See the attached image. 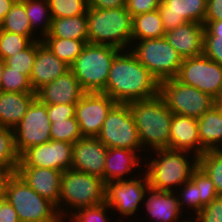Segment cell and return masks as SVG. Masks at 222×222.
Instances as JSON below:
<instances>
[{"label":"cell","mask_w":222,"mask_h":222,"mask_svg":"<svg viewBox=\"0 0 222 222\" xmlns=\"http://www.w3.org/2000/svg\"><path fill=\"white\" fill-rule=\"evenodd\" d=\"M116 103H130L159 94V81L128 49L113 59L105 89L101 92Z\"/></svg>","instance_id":"1"},{"label":"cell","mask_w":222,"mask_h":222,"mask_svg":"<svg viewBox=\"0 0 222 222\" xmlns=\"http://www.w3.org/2000/svg\"><path fill=\"white\" fill-rule=\"evenodd\" d=\"M134 118L140 143L144 150L169 148L173 113L158 94L149 99L128 103Z\"/></svg>","instance_id":"2"},{"label":"cell","mask_w":222,"mask_h":222,"mask_svg":"<svg viewBox=\"0 0 222 222\" xmlns=\"http://www.w3.org/2000/svg\"><path fill=\"white\" fill-rule=\"evenodd\" d=\"M154 151L157 159L153 158L151 161L149 159V163L146 164L147 172H144L149 187L154 190L175 191L176 186L181 187L191 179L192 172L198 167V157L191 152L169 148Z\"/></svg>","instance_id":"3"},{"label":"cell","mask_w":222,"mask_h":222,"mask_svg":"<svg viewBox=\"0 0 222 222\" xmlns=\"http://www.w3.org/2000/svg\"><path fill=\"white\" fill-rule=\"evenodd\" d=\"M86 17L88 43L110 45L120 50L129 48L130 50L132 16L126 6L111 9L88 8Z\"/></svg>","instance_id":"4"},{"label":"cell","mask_w":222,"mask_h":222,"mask_svg":"<svg viewBox=\"0 0 222 222\" xmlns=\"http://www.w3.org/2000/svg\"><path fill=\"white\" fill-rule=\"evenodd\" d=\"M105 192L106 184L100 177L72 168L64 171L60 185V217L64 220L78 209L101 204L105 201ZM68 209L71 214L67 213Z\"/></svg>","instance_id":"5"},{"label":"cell","mask_w":222,"mask_h":222,"mask_svg":"<svg viewBox=\"0 0 222 222\" xmlns=\"http://www.w3.org/2000/svg\"><path fill=\"white\" fill-rule=\"evenodd\" d=\"M4 195L14 207L20 222H64L57 207L41 197L17 173L7 176Z\"/></svg>","instance_id":"6"},{"label":"cell","mask_w":222,"mask_h":222,"mask_svg":"<svg viewBox=\"0 0 222 222\" xmlns=\"http://www.w3.org/2000/svg\"><path fill=\"white\" fill-rule=\"evenodd\" d=\"M120 51L110 45L86 43L70 66L85 92H102L105 89L113 59Z\"/></svg>","instance_id":"7"},{"label":"cell","mask_w":222,"mask_h":222,"mask_svg":"<svg viewBox=\"0 0 222 222\" xmlns=\"http://www.w3.org/2000/svg\"><path fill=\"white\" fill-rule=\"evenodd\" d=\"M133 44L130 51L159 82L177 77L183 57L165 37L140 40Z\"/></svg>","instance_id":"8"},{"label":"cell","mask_w":222,"mask_h":222,"mask_svg":"<svg viewBox=\"0 0 222 222\" xmlns=\"http://www.w3.org/2000/svg\"><path fill=\"white\" fill-rule=\"evenodd\" d=\"M159 95L173 114L200 118L215 105V99L176 78L159 82Z\"/></svg>","instance_id":"9"},{"label":"cell","mask_w":222,"mask_h":222,"mask_svg":"<svg viewBox=\"0 0 222 222\" xmlns=\"http://www.w3.org/2000/svg\"><path fill=\"white\" fill-rule=\"evenodd\" d=\"M97 138L107 148L144 151L128 103H116L111 108Z\"/></svg>","instance_id":"10"},{"label":"cell","mask_w":222,"mask_h":222,"mask_svg":"<svg viewBox=\"0 0 222 222\" xmlns=\"http://www.w3.org/2000/svg\"><path fill=\"white\" fill-rule=\"evenodd\" d=\"M176 79L184 85L199 89L215 100L222 93V66L204 54L184 58Z\"/></svg>","instance_id":"11"},{"label":"cell","mask_w":222,"mask_h":222,"mask_svg":"<svg viewBox=\"0 0 222 222\" xmlns=\"http://www.w3.org/2000/svg\"><path fill=\"white\" fill-rule=\"evenodd\" d=\"M50 127L47 105L36 98L30 104L23 119L13 128L18 154L21 155L30 147L49 142Z\"/></svg>","instance_id":"12"},{"label":"cell","mask_w":222,"mask_h":222,"mask_svg":"<svg viewBox=\"0 0 222 222\" xmlns=\"http://www.w3.org/2000/svg\"><path fill=\"white\" fill-rule=\"evenodd\" d=\"M143 178L111 181L106 184L105 201L111 209L119 211L120 216H133L137 213L139 204L144 202L146 192L149 189L147 175ZM139 178V179H138ZM136 212V213H135Z\"/></svg>","instance_id":"13"},{"label":"cell","mask_w":222,"mask_h":222,"mask_svg":"<svg viewBox=\"0 0 222 222\" xmlns=\"http://www.w3.org/2000/svg\"><path fill=\"white\" fill-rule=\"evenodd\" d=\"M72 152L73 144L50 140L25 150L17 167L51 168L64 172L71 169Z\"/></svg>","instance_id":"14"},{"label":"cell","mask_w":222,"mask_h":222,"mask_svg":"<svg viewBox=\"0 0 222 222\" xmlns=\"http://www.w3.org/2000/svg\"><path fill=\"white\" fill-rule=\"evenodd\" d=\"M116 102L101 92H86L76 103L75 117L83 137H97Z\"/></svg>","instance_id":"15"},{"label":"cell","mask_w":222,"mask_h":222,"mask_svg":"<svg viewBox=\"0 0 222 222\" xmlns=\"http://www.w3.org/2000/svg\"><path fill=\"white\" fill-rule=\"evenodd\" d=\"M207 0H161L159 12L165 32L187 22L204 24Z\"/></svg>","instance_id":"16"},{"label":"cell","mask_w":222,"mask_h":222,"mask_svg":"<svg viewBox=\"0 0 222 222\" xmlns=\"http://www.w3.org/2000/svg\"><path fill=\"white\" fill-rule=\"evenodd\" d=\"M108 148L97 137H82L73 144L71 168L103 179Z\"/></svg>","instance_id":"17"},{"label":"cell","mask_w":222,"mask_h":222,"mask_svg":"<svg viewBox=\"0 0 222 222\" xmlns=\"http://www.w3.org/2000/svg\"><path fill=\"white\" fill-rule=\"evenodd\" d=\"M86 92L71 70L36 91L43 104H76Z\"/></svg>","instance_id":"18"},{"label":"cell","mask_w":222,"mask_h":222,"mask_svg":"<svg viewBox=\"0 0 222 222\" xmlns=\"http://www.w3.org/2000/svg\"><path fill=\"white\" fill-rule=\"evenodd\" d=\"M16 173L41 197L54 203L59 213L60 185L59 170L40 167H17Z\"/></svg>","instance_id":"19"},{"label":"cell","mask_w":222,"mask_h":222,"mask_svg":"<svg viewBox=\"0 0 222 222\" xmlns=\"http://www.w3.org/2000/svg\"><path fill=\"white\" fill-rule=\"evenodd\" d=\"M69 70V65L55 56L41 40H36V57L29 78L34 92Z\"/></svg>","instance_id":"20"},{"label":"cell","mask_w":222,"mask_h":222,"mask_svg":"<svg viewBox=\"0 0 222 222\" xmlns=\"http://www.w3.org/2000/svg\"><path fill=\"white\" fill-rule=\"evenodd\" d=\"M169 149L191 152L197 157L206 151L200 143L197 118L173 114Z\"/></svg>","instance_id":"21"},{"label":"cell","mask_w":222,"mask_h":222,"mask_svg":"<svg viewBox=\"0 0 222 222\" xmlns=\"http://www.w3.org/2000/svg\"><path fill=\"white\" fill-rule=\"evenodd\" d=\"M204 32V24L187 22L169 30L164 37L184 59L203 54Z\"/></svg>","instance_id":"22"},{"label":"cell","mask_w":222,"mask_h":222,"mask_svg":"<svg viewBox=\"0 0 222 222\" xmlns=\"http://www.w3.org/2000/svg\"><path fill=\"white\" fill-rule=\"evenodd\" d=\"M146 198V210L149 217L155 222H178L179 214H182L179 207L176 191H157L149 187ZM182 222V221H179Z\"/></svg>","instance_id":"23"},{"label":"cell","mask_w":222,"mask_h":222,"mask_svg":"<svg viewBox=\"0 0 222 222\" xmlns=\"http://www.w3.org/2000/svg\"><path fill=\"white\" fill-rule=\"evenodd\" d=\"M35 99L36 93L0 91V126L13 129Z\"/></svg>","instance_id":"24"},{"label":"cell","mask_w":222,"mask_h":222,"mask_svg":"<svg viewBox=\"0 0 222 222\" xmlns=\"http://www.w3.org/2000/svg\"><path fill=\"white\" fill-rule=\"evenodd\" d=\"M136 151L122 148H108L104 168V183L111 181L125 180V175L137 166H141V157L136 155Z\"/></svg>","instance_id":"25"},{"label":"cell","mask_w":222,"mask_h":222,"mask_svg":"<svg viewBox=\"0 0 222 222\" xmlns=\"http://www.w3.org/2000/svg\"><path fill=\"white\" fill-rule=\"evenodd\" d=\"M198 122V135L201 146L206 151L221 150L222 148V112L214 105L206 111ZM220 144V145H219Z\"/></svg>","instance_id":"26"},{"label":"cell","mask_w":222,"mask_h":222,"mask_svg":"<svg viewBox=\"0 0 222 222\" xmlns=\"http://www.w3.org/2000/svg\"><path fill=\"white\" fill-rule=\"evenodd\" d=\"M43 38H64L86 41L88 27L86 14L72 17L52 18L50 30Z\"/></svg>","instance_id":"27"},{"label":"cell","mask_w":222,"mask_h":222,"mask_svg":"<svg viewBox=\"0 0 222 222\" xmlns=\"http://www.w3.org/2000/svg\"><path fill=\"white\" fill-rule=\"evenodd\" d=\"M165 33L159 10L132 17V43L146 39L163 38Z\"/></svg>","instance_id":"28"},{"label":"cell","mask_w":222,"mask_h":222,"mask_svg":"<svg viewBox=\"0 0 222 222\" xmlns=\"http://www.w3.org/2000/svg\"><path fill=\"white\" fill-rule=\"evenodd\" d=\"M0 30H5L7 32L17 33L22 36L28 37L32 42L36 40H41L35 37L33 34L30 20L26 14L24 0H16L11 10L6 14L2 24L0 25Z\"/></svg>","instance_id":"29"},{"label":"cell","mask_w":222,"mask_h":222,"mask_svg":"<svg viewBox=\"0 0 222 222\" xmlns=\"http://www.w3.org/2000/svg\"><path fill=\"white\" fill-rule=\"evenodd\" d=\"M41 41L55 56L69 66L74 63L87 43L86 41L64 38H42Z\"/></svg>","instance_id":"30"},{"label":"cell","mask_w":222,"mask_h":222,"mask_svg":"<svg viewBox=\"0 0 222 222\" xmlns=\"http://www.w3.org/2000/svg\"><path fill=\"white\" fill-rule=\"evenodd\" d=\"M26 14L31 23L33 31L40 29L41 39L46 36L50 30L52 16L50 6L47 0H24ZM42 21V22H41ZM42 23V25H41ZM39 27L37 28V26ZM36 29V30H34Z\"/></svg>","instance_id":"31"},{"label":"cell","mask_w":222,"mask_h":222,"mask_svg":"<svg viewBox=\"0 0 222 222\" xmlns=\"http://www.w3.org/2000/svg\"><path fill=\"white\" fill-rule=\"evenodd\" d=\"M19 160L13 129L0 126V168L9 174L16 173Z\"/></svg>","instance_id":"32"},{"label":"cell","mask_w":222,"mask_h":222,"mask_svg":"<svg viewBox=\"0 0 222 222\" xmlns=\"http://www.w3.org/2000/svg\"><path fill=\"white\" fill-rule=\"evenodd\" d=\"M203 54L222 66V20L204 22Z\"/></svg>","instance_id":"33"},{"label":"cell","mask_w":222,"mask_h":222,"mask_svg":"<svg viewBox=\"0 0 222 222\" xmlns=\"http://www.w3.org/2000/svg\"><path fill=\"white\" fill-rule=\"evenodd\" d=\"M198 166L214 183L217 195L222 196V150L205 151L198 157Z\"/></svg>","instance_id":"34"},{"label":"cell","mask_w":222,"mask_h":222,"mask_svg":"<svg viewBox=\"0 0 222 222\" xmlns=\"http://www.w3.org/2000/svg\"><path fill=\"white\" fill-rule=\"evenodd\" d=\"M50 122L51 140L74 144L83 137L76 117L67 118L65 120H50Z\"/></svg>","instance_id":"35"},{"label":"cell","mask_w":222,"mask_h":222,"mask_svg":"<svg viewBox=\"0 0 222 222\" xmlns=\"http://www.w3.org/2000/svg\"><path fill=\"white\" fill-rule=\"evenodd\" d=\"M0 91L15 93H36L31 87L29 78L5 64L1 77Z\"/></svg>","instance_id":"36"},{"label":"cell","mask_w":222,"mask_h":222,"mask_svg":"<svg viewBox=\"0 0 222 222\" xmlns=\"http://www.w3.org/2000/svg\"><path fill=\"white\" fill-rule=\"evenodd\" d=\"M52 18L72 17L86 14L88 0H47Z\"/></svg>","instance_id":"37"},{"label":"cell","mask_w":222,"mask_h":222,"mask_svg":"<svg viewBox=\"0 0 222 222\" xmlns=\"http://www.w3.org/2000/svg\"><path fill=\"white\" fill-rule=\"evenodd\" d=\"M32 41L17 33L0 30V58L4 61L14 54L26 49Z\"/></svg>","instance_id":"38"},{"label":"cell","mask_w":222,"mask_h":222,"mask_svg":"<svg viewBox=\"0 0 222 222\" xmlns=\"http://www.w3.org/2000/svg\"><path fill=\"white\" fill-rule=\"evenodd\" d=\"M36 57V41H33L26 49L8 57L5 64L21 74L30 78Z\"/></svg>","instance_id":"39"},{"label":"cell","mask_w":222,"mask_h":222,"mask_svg":"<svg viewBox=\"0 0 222 222\" xmlns=\"http://www.w3.org/2000/svg\"><path fill=\"white\" fill-rule=\"evenodd\" d=\"M191 179L198 186L200 204L203 207L218 197L214 183L199 166L192 172Z\"/></svg>","instance_id":"40"},{"label":"cell","mask_w":222,"mask_h":222,"mask_svg":"<svg viewBox=\"0 0 222 222\" xmlns=\"http://www.w3.org/2000/svg\"><path fill=\"white\" fill-rule=\"evenodd\" d=\"M108 209L111 208L106 201L91 207L81 208L70 216L69 222H110L106 216Z\"/></svg>","instance_id":"41"},{"label":"cell","mask_w":222,"mask_h":222,"mask_svg":"<svg viewBox=\"0 0 222 222\" xmlns=\"http://www.w3.org/2000/svg\"><path fill=\"white\" fill-rule=\"evenodd\" d=\"M180 188H183L180 189V194L178 191H176V193L179 195H177V197L180 210H183V205H186L188 208L191 207L189 209H192L195 212V215H197L203 209V206L200 204L197 184L192 179H190Z\"/></svg>","instance_id":"42"},{"label":"cell","mask_w":222,"mask_h":222,"mask_svg":"<svg viewBox=\"0 0 222 222\" xmlns=\"http://www.w3.org/2000/svg\"><path fill=\"white\" fill-rule=\"evenodd\" d=\"M194 218L198 222H222V196L204 206Z\"/></svg>","instance_id":"43"},{"label":"cell","mask_w":222,"mask_h":222,"mask_svg":"<svg viewBox=\"0 0 222 222\" xmlns=\"http://www.w3.org/2000/svg\"><path fill=\"white\" fill-rule=\"evenodd\" d=\"M161 0H129L126 2V9L131 16L158 10Z\"/></svg>","instance_id":"44"},{"label":"cell","mask_w":222,"mask_h":222,"mask_svg":"<svg viewBox=\"0 0 222 222\" xmlns=\"http://www.w3.org/2000/svg\"><path fill=\"white\" fill-rule=\"evenodd\" d=\"M76 104H53L47 105L49 120H65L75 117Z\"/></svg>","instance_id":"45"},{"label":"cell","mask_w":222,"mask_h":222,"mask_svg":"<svg viewBox=\"0 0 222 222\" xmlns=\"http://www.w3.org/2000/svg\"><path fill=\"white\" fill-rule=\"evenodd\" d=\"M222 20V0H207L206 17L204 22Z\"/></svg>","instance_id":"46"},{"label":"cell","mask_w":222,"mask_h":222,"mask_svg":"<svg viewBox=\"0 0 222 222\" xmlns=\"http://www.w3.org/2000/svg\"><path fill=\"white\" fill-rule=\"evenodd\" d=\"M0 222H20L17 212L7 201L4 193L2 194V205L0 208Z\"/></svg>","instance_id":"47"},{"label":"cell","mask_w":222,"mask_h":222,"mask_svg":"<svg viewBox=\"0 0 222 222\" xmlns=\"http://www.w3.org/2000/svg\"><path fill=\"white\" fill-rule=\"evenodd\" d=\"M126 6L125 0H88V8L111 9Z\"/></svg>","instance_id":"48"},{"label":"cell","mask_w":222,"mask_h":222,"mask_svg":"<svg viewBox=\"0 0 222 222\" xmlns=\"http://www.w3.org/2000/svg\"><path fill=\"white\" fill-rule=\"evenodd\" d=\"M16 0H0V25Z\"/></svg>","instance_id":"49"},{"label":"cell","mask_w":222,"mask_h":222,"mask_svg":"<svg viewBox=\"0 0 222 222\" xmlns=\"http://www.w3.org/2000/svg\"><path fill=\"white\" fill-rule=\"evenodd\" d=\"M9 173L0 168V195L4 192V183Z\"/></svg>","instance_id":"50"},{"label":"cell","mask_w":222,"mask_h":222,"mask_svg":"<svg viewBox=\"0 0 222 222\" xmlns=\"http://www.w3.org/2000/svg\"><path fill=\"white\" fill-rule=\"evenodd\" d=\"M215 105L221 110L222 112V93L221 95L215 100Z\"/></svg>","instance_id":"51"},{"label":"cell","mask_w":222,"mask_h":222,"mask_svg":"<svg viewBox=\"0 0 222 222\" xmlns=\"http://www.w3.org/2000/svg\"><path fill=\"white\" fill-rule=\"evenodd\" d=\"M4 68H5V61L2 58H0V85H1V77L4 71Z\"/></svg>","instance_id":"52"},{"label":"cell","mask_w":222,"mask_h":222,"mask_svg":"<svg viewBox=\"0 0 222 222\" xmlns=\"http://www.w3.org/2000/svg\"><path fill=\"white\" fill-rule=\"evenodd\" d=\"M193 219L195 220L194 222H198L195 218H193ZM193 219H191L190 221L192 222ZM190 221H188V219L182 220V222H190Z\"/></svg>","instance_id":"53"},{"label":"cell","mask_w":222,"mask_h":222,"mask_svg":"<svg viewBox=\"0 0 222 222\" xmlns=\"http://www.w3.org/2000/svg\"><path fill=\"white\" fill-rule=\"evenodd\" d=\"M1 205H2V195H0V208H1Z\"/></svg>","instance_id":"54"}]
</instances>
